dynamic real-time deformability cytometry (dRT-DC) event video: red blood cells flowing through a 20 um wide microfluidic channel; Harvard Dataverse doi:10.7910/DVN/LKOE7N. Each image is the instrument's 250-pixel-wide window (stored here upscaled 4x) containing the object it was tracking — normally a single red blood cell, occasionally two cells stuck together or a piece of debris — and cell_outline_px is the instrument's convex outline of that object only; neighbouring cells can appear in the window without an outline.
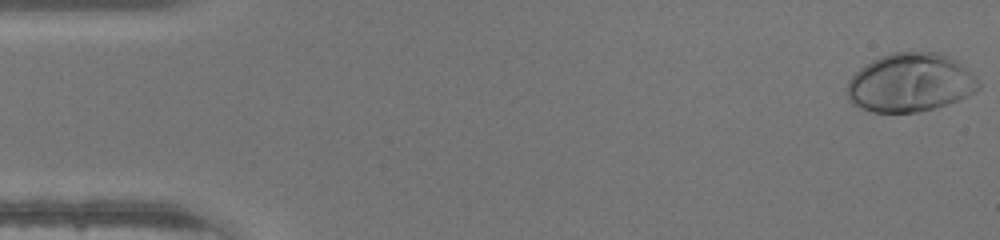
{"species": "human", "species_latin": "Homo sapiens", "temperature_condition": "warm", "stored_images_in_passage": 46, "camera_frame_rate_fps": 3000, "um_per_image_px": 0.085, "donor": {"sex": "male"}, "frame": {"image": 1, "passage_image": 1, "time_ms": 0.0, "image_size_px": [1000, 240], "cell_outline_px": [[980, 88], [968, 96], [960, 100], [936, 108], [916, 112], [872, 112], [860, 108], [852, 104], [848, 100], [848, 80], [860, 68], [872, 60], [880, 56], [892, 52], [940, 52], [956, 60], [980, 84]], "centroid_in_image_um": [77.35, 7.03], "position_along_channel_um": 7.7, "area_um2": 44.8}}
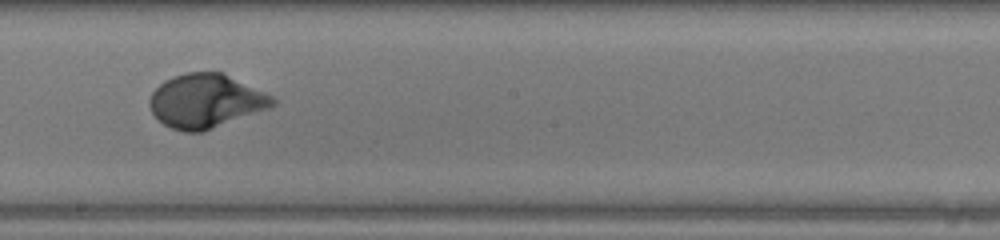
{"frame": {"image": 2, "passage_image": 26, "time_ms": 8.333, "image_size_px": [1000, 240], "cell_outline_px": [[276, 104], [272, 108], [204, 132], [184, 132], [172, 128], [164, 124], [152, 112], [148, 104], [148, 100], [152, 92], [164, 80], [172, 76], [184, 72], [224, 72], [272, 96], [276, 100]], "centroid_in_image_um": [17.51, 8.59], "position_along_channel_um": 230.7, "area_um2": 39.07}}
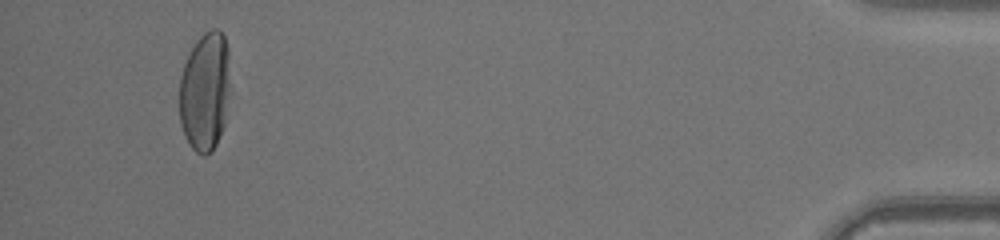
{"frame": {"image": 3, "passage_image": 44, "time_ms": 14.333, "image_size_px": [1000, 240], "cell_outline_px": [[228, 92], [224, 124], [216, 144], [204, 156], [196, 152], [192, 148], [184, 136], [180, 124], [180, 80], [184, 64], [192, 48], [200, 36], [204, 32], [212, 28], [216, 28], [224, 36], [228, 48]], "centroid_in_image_um": [17.4, 7.77], "position_along_channel_um": 417.8, "area_um2": 34.74}}